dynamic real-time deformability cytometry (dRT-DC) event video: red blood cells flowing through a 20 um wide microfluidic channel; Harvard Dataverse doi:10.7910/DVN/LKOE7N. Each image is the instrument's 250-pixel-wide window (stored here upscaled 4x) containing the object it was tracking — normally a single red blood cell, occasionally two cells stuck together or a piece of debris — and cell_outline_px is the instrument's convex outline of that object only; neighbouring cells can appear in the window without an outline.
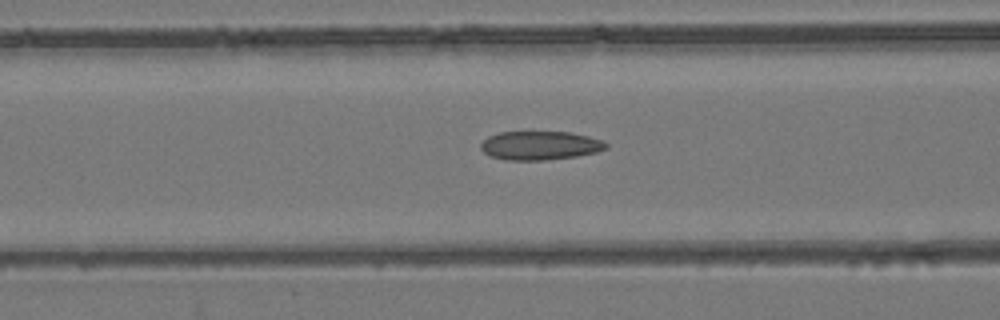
{"species": "common noctule bat (a hibernating species)", "species_latin": "Nyctalus noctula", "temperature_condition": "room temperature", "stored_images_in_passage": 38, "camera_frame_rate_fps": 3000, "um_per_image_px": 0.085, "animal": {"sex": "female", "body_mass_g": 24.6, "forearm_length_mm": 56.2}, "frame": {"image": 1, "passage_image": 17, "time_ms": 5.333, "image_size_px": [1000, 320], "cell_outline_px": [[608, 148], [596, 152], [576, 156], [544, 160], [508, 160], [488, 156], [480, 148], [480, 144], [488, 136], [500, 132], [568, 132], [588, 136], [604, 140], [608, 144]], "centroid_in_image_um": [45.9, 12.37], "position_along_channel_um": 120.7, "area_um2": 21.04}}
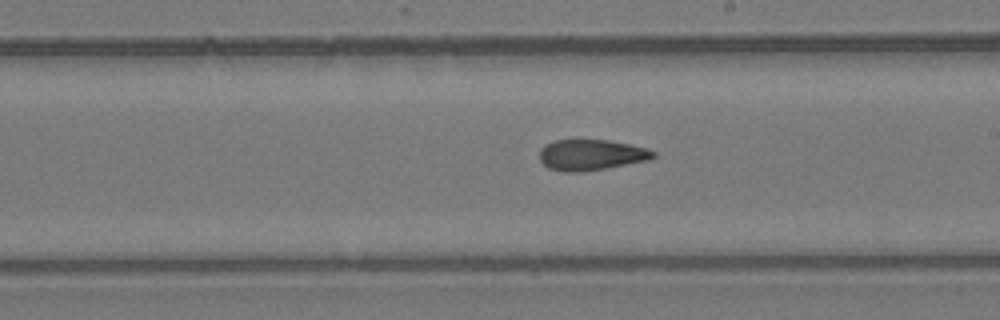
{"frame": {"image": 2, "passage_image": 26, "time_ms": 8.333, "image_size_px": [1000, 320], "cell_outline_px": [[656, 156], [648, 160], [584, 172], [564, 172], [548, 168], [540, 160], [540, 148], [544, 144], [556, 140], [576, 136], [608, 140], [648, 148], [656, 152]], "centroid_in_image_um": [50.2, 13.12], "position_along_channel_um": 238.8, "area_um2": 21.21}}
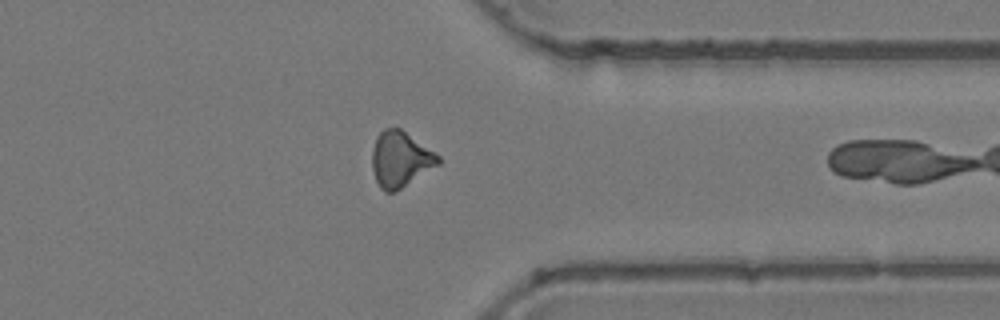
{"frame": {"image": 3, "passage_image": 37, "time_ms": 12.0, "image_size_px": [1000, 320], "cell_outline_px": [[440, 164], [400, 188], [392, 192], [384, 192], [380, 188], [376, 180], [372, 168], [372, 148], [376, 136], [384, 128], [400, 128], [440, 156]], "centroid_in_image_um": [34.0, 13.52], "position_along_channel_um": 377.4, "area_um2": 21.21}}